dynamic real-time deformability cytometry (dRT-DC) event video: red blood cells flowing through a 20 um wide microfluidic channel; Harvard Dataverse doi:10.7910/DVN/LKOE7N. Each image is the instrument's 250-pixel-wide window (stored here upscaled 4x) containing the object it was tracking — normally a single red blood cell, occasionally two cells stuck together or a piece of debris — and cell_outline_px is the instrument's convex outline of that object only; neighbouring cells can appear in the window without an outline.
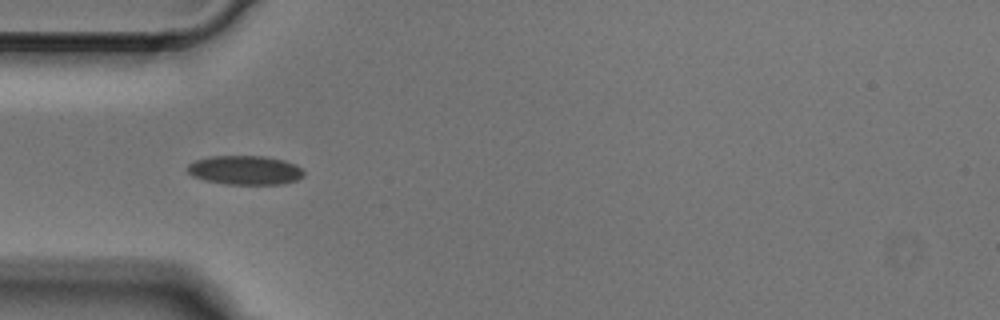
{"species": "Egyptian fruit bat (a non-hibernating species)", "species_latin": "Rousettus aegyptiacus", "temperature_condition": "cold", "stored_images_in_passage": 36, "camera_frame_rate_fps": 3000, "um_per_image_px": 0.085, "animal": {"sex": "male"}, "frame": {"image": 1, "passage_image": 1, "time_ms": 0.0, "image_size_px": [1000, 320], "cell_outline_px": [[304, 176], [296, 180], [280, 184], [228, 184], [204, 180], [192, 176], [188, 172], [188, 164], [196, 160], [208, 156], [264, 156], [284, 160], [296, 164], [304, 172]], "centroid_in_image_um": [20.83, 14.46], "position_along_channel_um": 64.2, "area_um2": 19.71}}
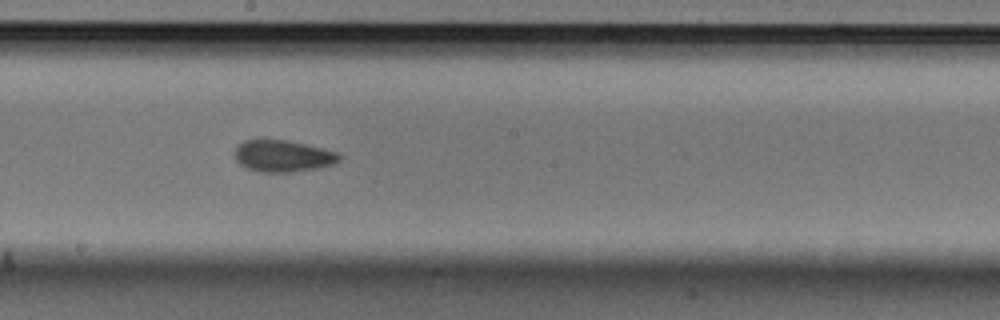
{"frame": {"image": 2, "passage_image": 13, "time_ms": 4.0, "image_size_px": [1000, 320], "cell_outline_px": [[340, 160], [332, 164], [316, 168], [292, 172], [264, 172], [248, 168], [240, 164], [236, 160], [232, 152], [236, 144], [244, 140], [288, 140], [340, 152]], "centroid_in_image_um": [24.01, 13.24], "position_along_channel_um": 224.2, "area_um2": 19.42}}
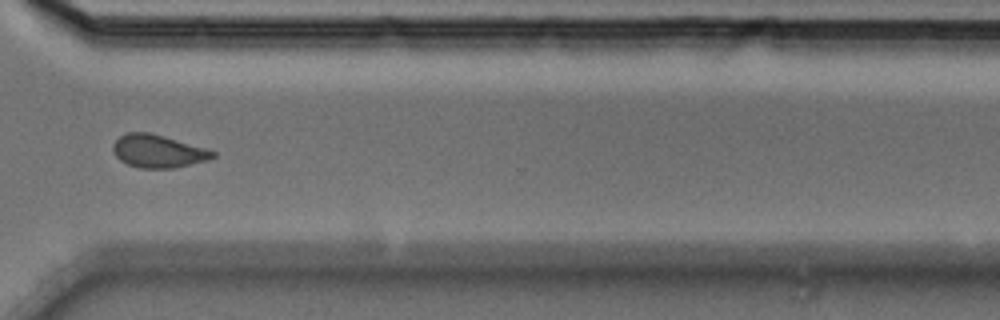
{"frame": {"image": 3, "passage_image": 23, "time_ms": 7.333, "image_size_px": [1000, 320], "cell_outline_px": [[216, 156], [208, 160], [172, 168], [140, 168], [128, 164], [120, 160], [116, 156], [112, 148], [112, 144], [120, 136], [128, 132], [148, 132], [164, 136], [204, 148], [216, 152]], "centroid_in_image_um": [13.41, 12.85], "position_along_channel_um": 357.2, "area_um2": 18.9}}